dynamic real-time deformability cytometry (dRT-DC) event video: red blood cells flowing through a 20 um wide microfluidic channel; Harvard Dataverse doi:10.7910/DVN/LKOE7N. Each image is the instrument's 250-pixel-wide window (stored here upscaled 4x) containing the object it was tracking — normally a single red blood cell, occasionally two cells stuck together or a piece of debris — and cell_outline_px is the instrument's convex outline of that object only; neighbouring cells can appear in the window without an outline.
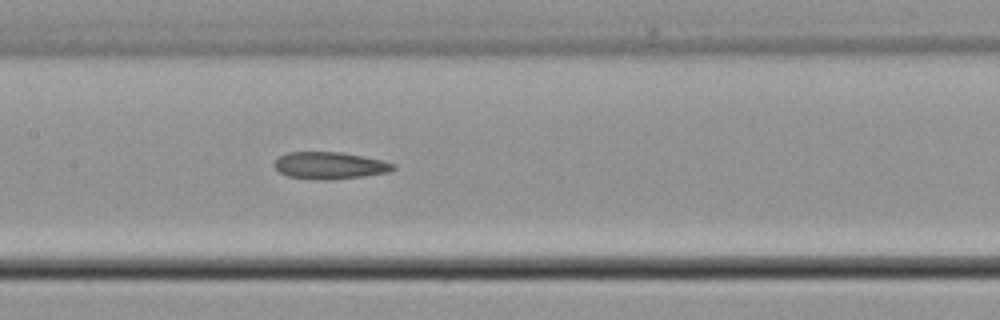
{"species": "common noctule bat (a hibernating species)", "species_latin": "Nyctalus noctula", "temperature_condition": "cold", "stored_images_in_passage": 6, "camera_frame_rate_fps": 3000, "um_per_image_px": 0.085, "animal": {"sex": "male", "body_mass_g": 21.5, "forearm_length_mm": 52.0}, "frame": {"image": 1, "passage_image": 6, "time_ms": 7.0, "image_size_px": [1000, 320], "cell_outline_px": [[396, 168], [388, 172], [364, 176], [328, 180], [312, 180], [288, 176], [280, 172], [276, 168], [276, 160], [280, 156], [288, 152], [340, 152], [364, 156], [396, 164]], "centroid_in_image_um": [28.05, 14.07], "position_along_channel_um": 179.3, "area_um2": 18.67}}